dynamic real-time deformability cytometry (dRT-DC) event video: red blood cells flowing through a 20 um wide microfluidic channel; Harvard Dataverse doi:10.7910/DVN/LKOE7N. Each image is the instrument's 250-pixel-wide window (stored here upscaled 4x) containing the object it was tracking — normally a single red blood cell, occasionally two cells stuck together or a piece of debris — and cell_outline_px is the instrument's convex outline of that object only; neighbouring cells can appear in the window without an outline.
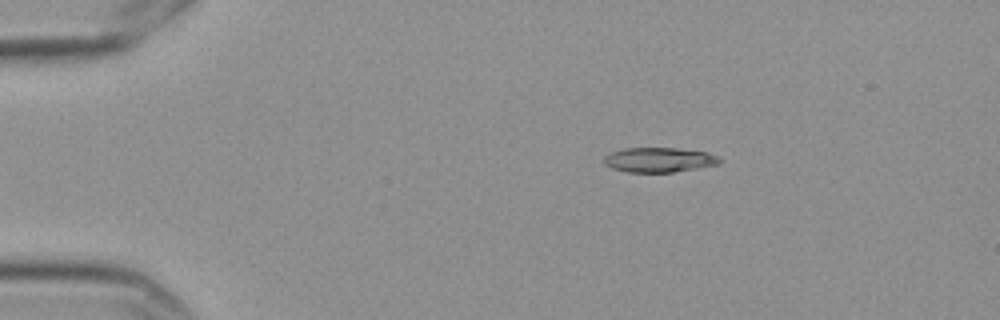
{"species": "Egyptian fruit bat (a non-hibernating species)", "species_latin": "Rousettus aegyptiacus", "temperature_condition": "cold", "stored_images_in_passage": 3, "camera_frame_rate_fps": 3000, "um_per_image_px": 0.085, "frame": {"image": 1, "passage_image": 1, "time_ms": 0.0, "image_size_px": [1000, 320], "cell_outline_px": [[720, 164], [672, 172], [628, 172], [612, 168], [604, 164], [604, 156], [608, 152], [624, 148], [676, 148], [708, 152], [716, 156], [720, 160]], "centroid_in_image_um": [55.97, 13.58], "position_along_channel_um": 29.0, "area_um2": 16.65}}